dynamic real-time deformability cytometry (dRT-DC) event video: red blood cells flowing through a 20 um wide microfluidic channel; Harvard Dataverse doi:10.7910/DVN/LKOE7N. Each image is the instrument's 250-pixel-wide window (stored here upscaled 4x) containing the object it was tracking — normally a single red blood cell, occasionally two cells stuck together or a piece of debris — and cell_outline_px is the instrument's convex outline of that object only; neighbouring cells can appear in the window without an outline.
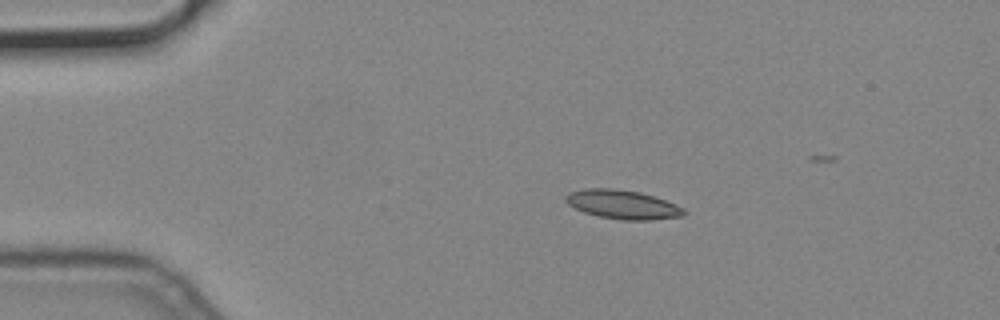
{"species": "common noctule bat (a hibernating species)", "species_latin": "Nyctalus noctula", "temperature_condition": "cold", "stored_images_in_passage": 6, "camera_frame_rate_fps": 3000, "um_per_image_px": 0.085, "animal": {"sex": "male", "body_mass_g": 19.2, "forearm_length_mm": 51.8}, "frame": {"image": 1, "passage_image": 4, "time_ms": 1.0, "image_size_px": [1000, 320], "cell_outline_px": [[688, 212], [684, 216], [652, 220], [624, 220], [600, 216], [584, 212], [568, 204], [564, 200], [564, 196], [568, 192], [584, 188], [616, 188], [640, 192], [676, 204], [684, 208]], "centroid_in_image_um": [52.93, 17.37], "position_along_channel_um": 32.1, "area_um2": 20.06}}